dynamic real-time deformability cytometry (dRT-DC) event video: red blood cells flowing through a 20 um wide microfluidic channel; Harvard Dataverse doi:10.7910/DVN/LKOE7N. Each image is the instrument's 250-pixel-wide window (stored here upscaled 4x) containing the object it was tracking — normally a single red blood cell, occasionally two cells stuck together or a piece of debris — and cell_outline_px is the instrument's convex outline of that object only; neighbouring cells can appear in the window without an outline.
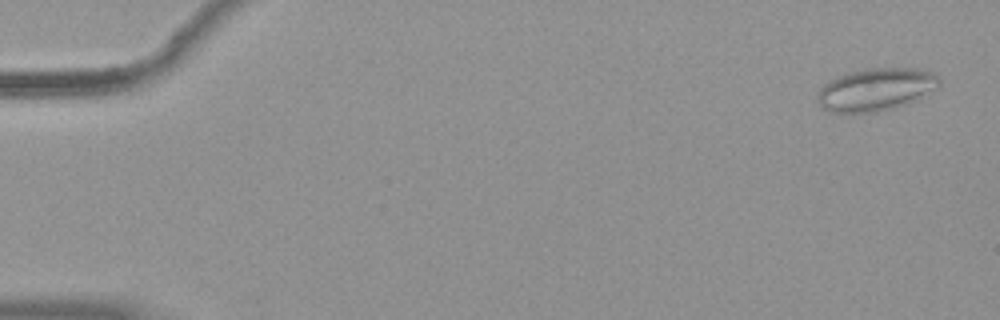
{"species": "common noctule bat (a hibernating species)", "species_latin": "Nyctalus noctula", "temperature_condition": "warm", "stored_images_in_passage": 56, "camera_frame_rate_fps": 3000, "um_per_image_px": 0.085, "animal": {"sex": "female", "body_mass_g": 19.9}, "frame": {"image": 1, "passage_image": 3, "time_ms": 0.667, "image_size_px": [1000, 320], "cell_outline_px": [[940, 84], [936, 88], [916, 100], [896, 108], [876, 112], [828, 112], [820, 108], [816, 100], [820, 88], [828, 80], [848, 72], [868, 68], [920, 68], [932, 72], [940, 76]], "centroid_in_image_um": [74.44, 7.6], "position_along_channel_um": 10.6, "area_um2": 30.63}}
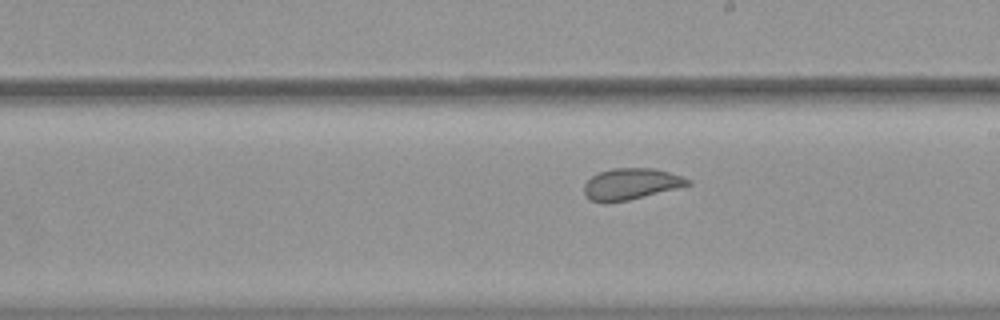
{"frame": {"image": 2, "passage_image": 33, "time_ms": 10.667, "image_size_px": [1000, 320], "cell_outline_px": [[692, 184], [628, 200], [604, 204], [588, 200], [584, 196], [584, 184], [592, 176], [600, 172], [612, 168], [656, 168], [692, 180]], "centroid_in_image_um": [53.58, 15.65], "position_along_channel_um": 235.4, "area_um2": 19.02}}
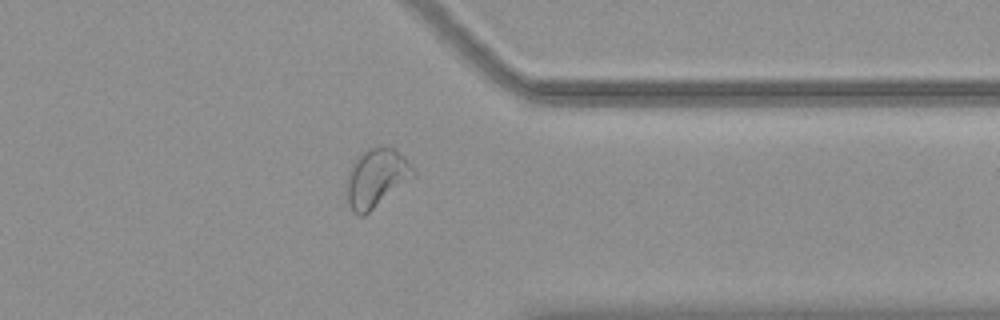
{"frame": {"image": 3, "passage_image": 45, "time_ms": 14.667, "image_size_px": [1000, 320], "cell_outline_px": [[416, 176], [364, 216], [356, 216], [352, 212], [348, 204], [348, 172], [356, 156], [360, 152], [368, 148], [396, 148], [412, 164], [416, 172]], "centroid_in_image_um": [32.01, 15.13], "position_along_channel_um": 379.4, "area_um2": 22.89}, "authors_computed_cell_mechanics": {"area_um2": 24.6806, "velocity_mm_per_s": 3.7198, "shape_relaxation_time_tau1_ms": null, "shape_relaxation_time_tau2_ms": 1.2205, "deformation_change_tau1": null, "deformation_change_tau2": 0.0734}}